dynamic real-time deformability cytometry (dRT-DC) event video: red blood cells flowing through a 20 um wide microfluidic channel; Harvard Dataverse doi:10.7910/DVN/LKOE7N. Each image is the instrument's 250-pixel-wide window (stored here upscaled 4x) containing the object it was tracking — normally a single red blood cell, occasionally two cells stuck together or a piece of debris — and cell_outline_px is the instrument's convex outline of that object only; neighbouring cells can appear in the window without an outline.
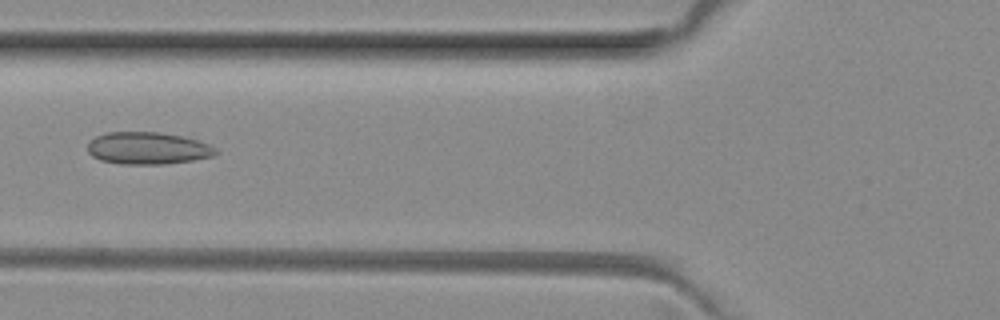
{"species": "common noctule bat (a hibernating species)", "species_latin": "Nyctalus noctula", "temperature_condition": "room temperature", "stored_images_in_passage": 6, "camera_frame_rate_fps": 3000, "um_per_image_px": 0.085, "animal": {"sex": "female", "body_mass_g": 29.2, "forearm_length_mm": 56.3}, "frame": {"image": 1, "passage_image": 5, "time_ms": 1.333, "image_size_px": [1000, 320], "cell_outline_px": [[220, 152], [212, 156], [192, 160], [164, 164], [120, 164], [100, 160], [92, 156], [88, 152], [88, 144], [96, 136], [108, 132], [160, 132], [180, 136], [196, 140], [208, 144], [216, 148]], "centroid_in_image_um": [12.55, 12.6], "position_along_channel_um": 113.2, "area_um2": 23.93}}
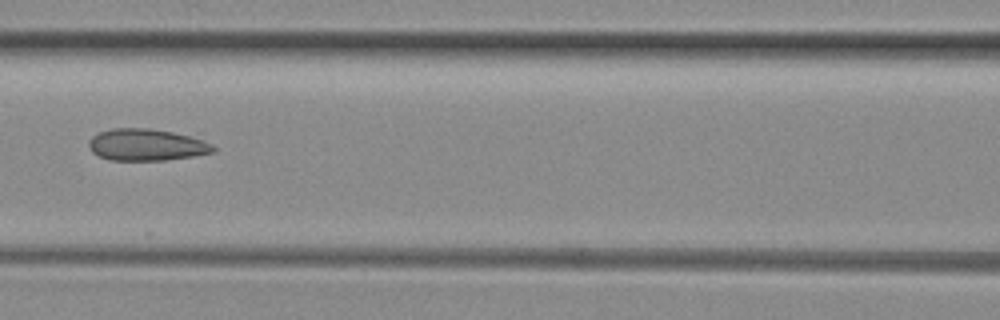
{"frame": {"image": 2, "passage_image": 6, "time_ms": 1.667, "image_size_px": [1000, 320], "cell_outline_px": [[216, 152], [192, 156], [164, 160], [108, 160], [92, 152], [88, 148], [88, 140], [92, 136], [100, 132], [112, 128], [148, 128], [172, 132], [188, 136], [212, 144], [216, 148]], "centroid_in_image_um": [12.41, 12.31], "position_along_channel_um": 154.2, "area_um2": 22.95}}